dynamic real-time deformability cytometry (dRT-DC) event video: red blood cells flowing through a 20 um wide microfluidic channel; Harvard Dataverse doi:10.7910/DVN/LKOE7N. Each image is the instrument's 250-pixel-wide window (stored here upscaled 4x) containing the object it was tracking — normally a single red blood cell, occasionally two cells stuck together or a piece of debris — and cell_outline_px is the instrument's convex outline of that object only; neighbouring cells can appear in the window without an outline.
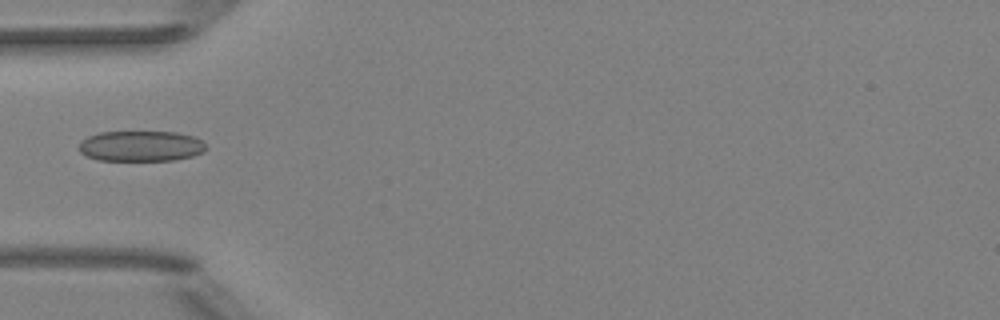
{"species": "Egyptian fruit bat (a non-hibernating species)", "species_latin": "Rousettus aegyptiacus", "temperature_condition": "room temperature", "stored_images_in_passage": 5, "camera_frame_rate_fps": 3000, "um_per_image_px": 0.085, "animal": {"sex": "female"}, "frame": {"image": 1, "passage_image": 4, "time_ms": 3.667, "image_size_px": [1000, 320], "cell_outline_px": [[208, 148], [204, 152], [192, 156], [172, 160], [100, 160], [88, 156], [80, 152], [80, 140], [88, 136], [100, 132], [176, 132], [192, 136], [200, 140]], "centroid_in_image_um": [11.98, 12.41], "position_along_channel_um": 73.0, "area_um2": 22.48}}
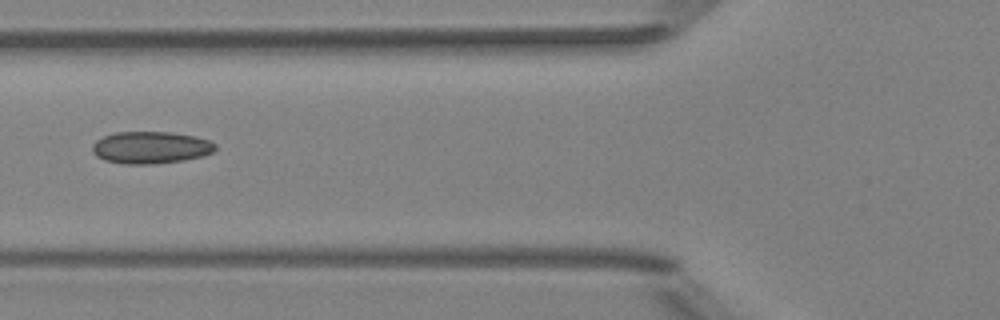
{"frame": {"image": 2, "passage_image": 5, "time_ms": 4.667, "image_size_px": [1000, 320], "cell_outline_px": [[216, 148], [212, 152], [204, 156], [184, 160], [152, 164], [124, 164], [104, 160], [96, 156], [92, 152], [92, 144], [96, 140], [104, 136], [116, 132], [168, 132], [196, 136], [208, 140], [216, 144]], "centroid_in_image_um": [12.8, 12.54], "position_along_channel_um": 113.0, "area_um2": 23.12}}